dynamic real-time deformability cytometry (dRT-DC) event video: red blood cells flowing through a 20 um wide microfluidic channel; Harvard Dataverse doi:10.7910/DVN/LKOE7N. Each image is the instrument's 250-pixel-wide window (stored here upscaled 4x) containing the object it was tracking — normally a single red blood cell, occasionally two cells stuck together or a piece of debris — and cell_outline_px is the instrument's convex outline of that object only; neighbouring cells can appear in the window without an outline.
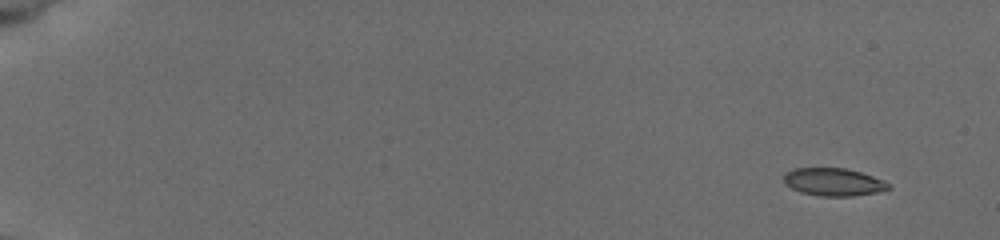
{"species": "common noctule bat (a hibernating species)", "species_latin": "Nyctalus noctula", "temperature_condition": "cold", "stored_images_in_passage": 11, "camera_frame_rate_fps": 3000, "um_per_image_px": 0.085, "animal": {"sex": "female", "body_mass_g": 19.5, "forearm_length_mm": 54.1}, "frame": {"image": 1, "passage_image": 1, "time_ms": 0.0, "image_size_px": [1000, 240], "cell_outline_px": [[892, 188], [876, 192], [852, 196], [820, 196], [800, 192], [784, 184], [784, 172], [796, 168], [848, 168], [884, 180], [892, 184]], "centroid_in_image_um": [70.86, 15.46], "position_along_channel_um": 14.1, "area_um2": 17.05}}
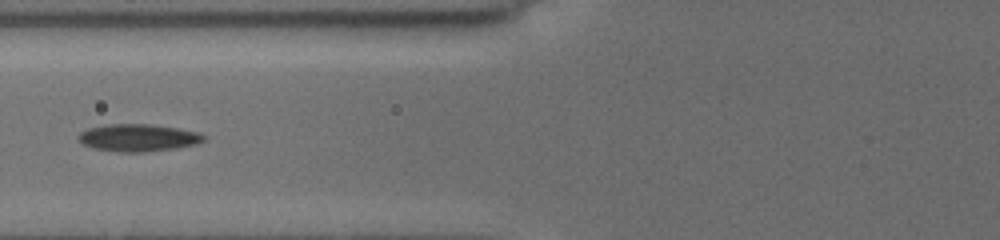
{"frame": {"image": 2, "passage_image": 8, "time_ms": 7.0, "image_size_px": [1000, 240], "cell_outline_px": [[204, 140], [196, 144], [176, 148], [144, 152], [120, 152], [92, 148], [84, 144], [76, 136], [80, 132], [88, 128], [112, 124], [152, 124], [176, 128], [196, 132], [204, 136]], "centroid_in_image_um": [11.71, 11.71], "position_along_channel_um": 114.1, "area_um2": 19.77}}
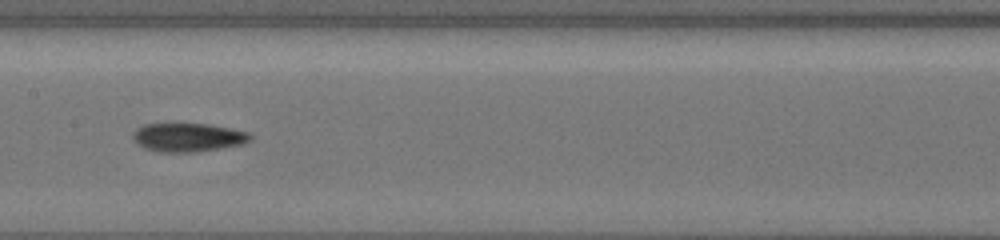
{"frame": {"image": 3, "passage_image": 10, "time_ms": 9.0, "image_size_px": [1000, 240], "cell_outline_px": [[252, 140], [244, 144], [200, 152], [160, 152], [144, 148], [136, 144], [132, 140], [132, 132], [136, 128], [144, 124], [208, 124], [232, 128], [248, 132], [252, 136]], "centroid_in_image_um": [15.98, 11.68], "position_along_channel_um": 191.4, "area_um2": 19.94}}